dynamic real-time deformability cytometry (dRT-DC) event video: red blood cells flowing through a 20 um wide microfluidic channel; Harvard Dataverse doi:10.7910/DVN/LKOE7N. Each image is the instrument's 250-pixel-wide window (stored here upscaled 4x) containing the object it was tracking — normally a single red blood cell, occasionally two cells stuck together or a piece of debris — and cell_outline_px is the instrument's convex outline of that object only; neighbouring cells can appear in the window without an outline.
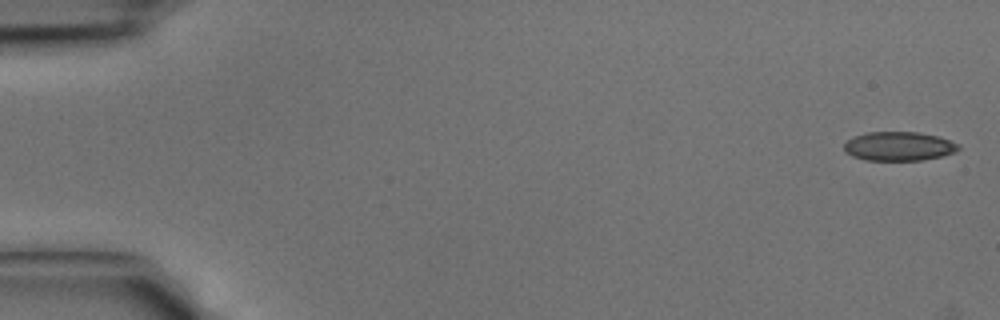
{"species": "common noctule bat (a hibernating species)", "species_latin": "Nyctalus noctula", "temperature_condition": "cold", "stored_images_in_passage": 5, "camera_frame_rate_fps": 3000, "um_per_image_px": 0.085, "animal": {"sex": "male", "body_mass_g": 15.6}, "frame": {"image": 1, "passage_image": 1, "time_ms": 0.0, "image_size_px": [1000, 320], "cell_outline_px": [[960, 148], [956, 152], [924, 160], [864, 160], [852, 156], [844, 152], [844, 144], [848, 140], [856, 136], [868, 132], [916, 132], [940, 136], [960, 144]], "centroid_in_image_um": [76.42, 12.43], "position_along_channel_um": 8.6, "area_um2": 19.42}}